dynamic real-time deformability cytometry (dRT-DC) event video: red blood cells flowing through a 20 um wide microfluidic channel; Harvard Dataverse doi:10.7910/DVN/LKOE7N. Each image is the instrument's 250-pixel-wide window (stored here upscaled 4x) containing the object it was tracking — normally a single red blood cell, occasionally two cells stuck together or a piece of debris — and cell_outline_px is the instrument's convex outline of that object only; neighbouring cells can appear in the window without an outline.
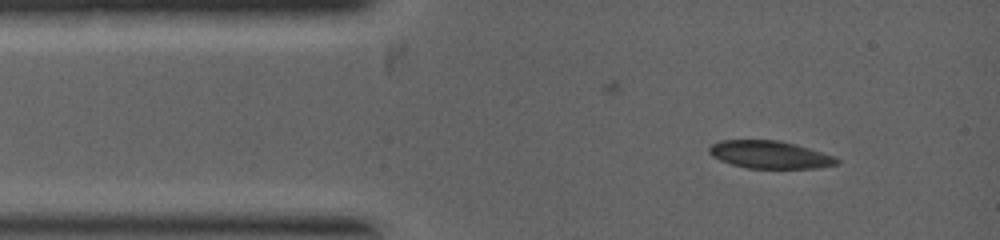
{"species": "common noctule bat (a hibernating species)", "species_latin": "Nyctalus noctula", "temperature_condition": "warm", "stored_images_in_passage": 4, "camera_frame_rate_fps": 5000, "um_per_image_px": 0.085, "animal": {"sex": "female", "body_mass_g": 19.0, "forearm_length_mm": 53.3}, "frame": {"image": 1, "passage_image": 1, "time_ms": 0.0, "image_size_px": [1000, 240], "cell_outline_px": [[840, 164], [820, 168], [748, 168], [732, 164], [720, 160], [712, 156], [708, 152], [708, 148], [712, 144], [720, 140], [780, 140], [796, 144], [832, 156], [840, 160]], "centroid_in_image_um": [65.43, 13.14], "position_along_channel_um": 19.6, "area_um2": 20.52}}
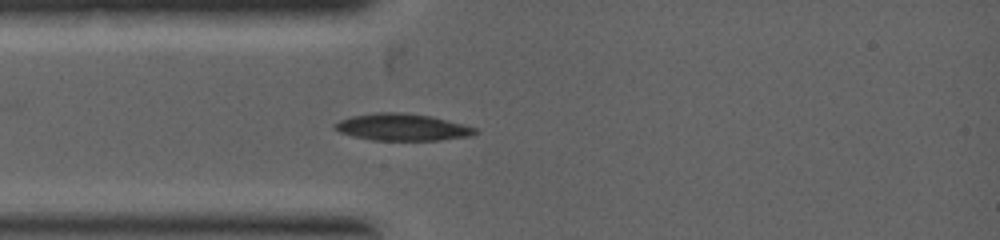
{"frame": {"image": 2, "passage_image": 3, "time_ms": 1.0, "image_size_px": [1000, 240], "cell_outline_px": [[480, 132], [468, 136], [440, 140], [372, 140], [352, 136], [340, 132], [332, 128], [332, 124], [340, 120], [352, 116], [376, 112], [404, 112], [432, 116], [476, 128]], "centroid_in_image_um": [34.15, 10.8], "position_along_channel_um": 50.9, "area_um2": 22.08}}